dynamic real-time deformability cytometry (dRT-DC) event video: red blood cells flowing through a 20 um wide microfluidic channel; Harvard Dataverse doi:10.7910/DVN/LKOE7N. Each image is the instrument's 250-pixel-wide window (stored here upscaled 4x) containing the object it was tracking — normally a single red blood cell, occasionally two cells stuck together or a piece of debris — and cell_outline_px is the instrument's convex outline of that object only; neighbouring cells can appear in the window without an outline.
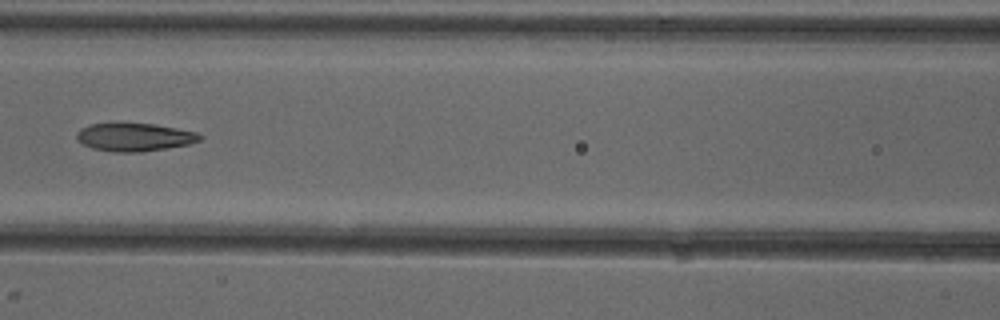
{"species": "common noctule bat (a hibernating species)", "species_latin": "Nyctalus noctula", "temperature_condition": "cold", "stored_images_in_passage": 4, "camera_frame_rate_fps": 3000, "um_per_image_px": 0.085, "animal": {"sex": "female"}, "frame": {"image": 1, "passage_image": 3, "time_ms": 2.333, "image_size_px": [1000, 320], "cell_outline_px": [[204, 136], [200, 140], [188, 144], [140, 152], [116, 152], [92, 148], [76, 140], [76, 132], [80, 128], [88, 124], [112, 120], [120, 120], [156, 124], [196, 132]], "centroid_in_image_um": [11.34, 11.59], "position_along_channel_um": 155.3, "area_um2": 21.04}}
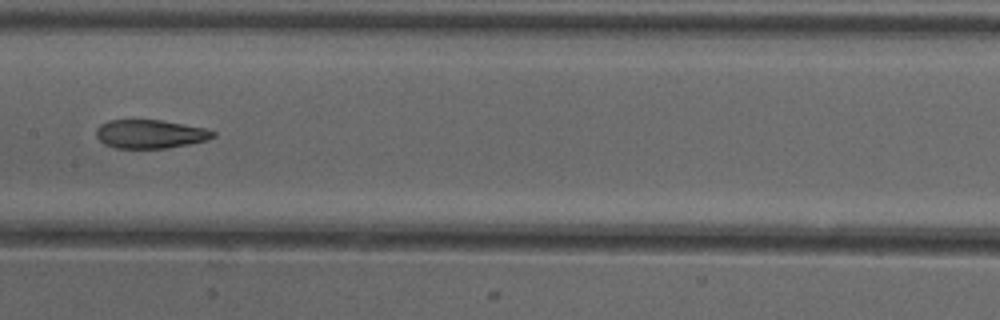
{"frame": {"image": 2, "passage_image": 4, "time_ms": 3.333, "image_size_px": [1000, 320], "cell_outline_px": [[216, 136], [208, 140], [168, 148], [116, 148], [104, 144], [96, 136], [96, 128], [100, 124], [108, 120], [160, 120], [204, 128], [216, 132]], "centroid_in_image_um": [12.75, 11.39], "position_along_channel_um": 194.6, "area_um2": 19.48}}